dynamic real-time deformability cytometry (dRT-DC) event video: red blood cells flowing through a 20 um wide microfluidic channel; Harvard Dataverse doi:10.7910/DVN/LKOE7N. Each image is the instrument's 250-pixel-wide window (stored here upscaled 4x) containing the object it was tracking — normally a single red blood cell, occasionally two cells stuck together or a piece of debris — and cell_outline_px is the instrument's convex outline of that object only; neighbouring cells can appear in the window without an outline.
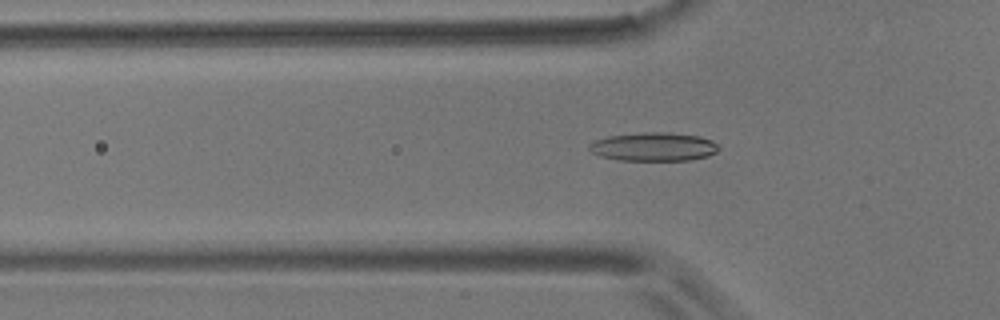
{"species": "common noctule bat (a hibernating species)", "species_latin": "Nyctalus noctula", "temperature_condition": "room temperature", "stored_images_in_passage": 49, "camera_frame_rate_fps": 3000, "um_per_image_px": 0.085, "animal": {"sex": "male", "body_mass_g": 17.9}, "frame": {"image": 1, "passage_image": 12, "time_ms": 3.667, "image_size_px": [1000, 320], "cell_outline_px": [[720, 148], [716, 152], [708, 156], [688, 160], [620, 160], [600, 156], [592, 152], [588, 148], [588, 144], [596, 140], [608, 136], [648, 132], [668, 132], [700, 136], [712, 140]], "centroid_in_image_um": [55.57, 12.47], "position_along_channel_um": 70.2, "area_um2": 21.5}}
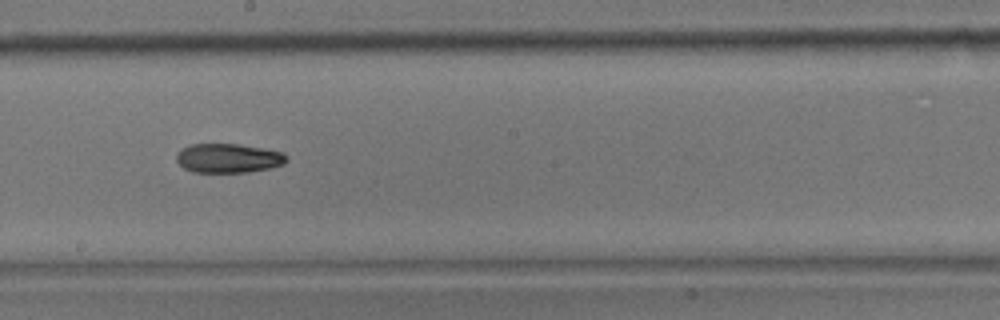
{"frame": {"image": 2, "passage_image": 25, "time_ms": 8.0, "image_size_px": [1000, 320], "cell_outline_px": [[288, 160], [284, 164], [272, 168], [248, 172], [192, 172], [184, 168], [176, 160], [176, 152], [192, 144], [236, 144], [264, 148], [284, 152], [288, 156]], "centroid_in_image_um": [19.45, 13.45], "position_along_channel_um": 228.8, "area_um2": 18.9}}
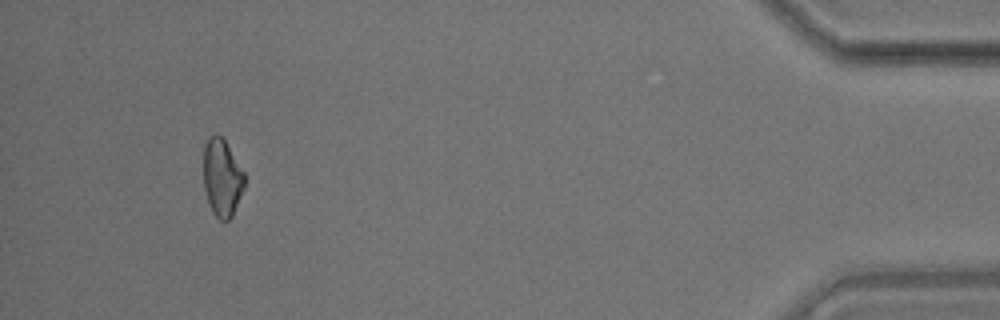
{"frame": {"image": 3, "passage_image": 46, "time_ms": 15.0, "image_size_px": [1000, 320], "cell_outline_px": [[244, 188], [232, 216], [228, 220], [220, 220], [212, 212], [204, 188], [204, 144], [208, 136], [216, 132], [224, 140], [244, 172]], "centroid_in_image_um": [18.86, 15.08], "position_along_channel_um": 416.3, "area_um2": 18.38}, "authors_computed_cell_mechanics": {"area_um2": 19.4208, "velocity_mm_per_s": 3.6449, "shape_relaxation_time_tau1_ms": 6.7372, "shape_relaxation_time_tau2_ms": null, "deformation_change_tau1": 0.1637, "deformation_change_tau2": null}}